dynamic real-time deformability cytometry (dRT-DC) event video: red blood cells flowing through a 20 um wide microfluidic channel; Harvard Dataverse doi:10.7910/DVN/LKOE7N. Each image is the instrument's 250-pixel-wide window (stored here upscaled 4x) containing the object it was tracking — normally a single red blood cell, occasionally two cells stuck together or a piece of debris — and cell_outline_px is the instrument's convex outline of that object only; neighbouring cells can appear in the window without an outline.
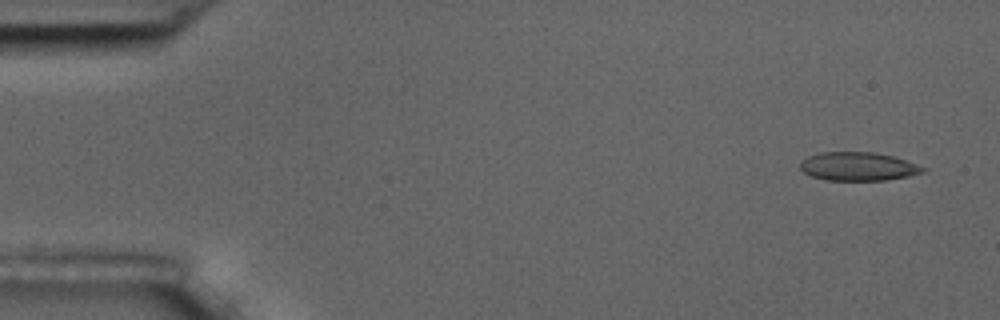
{"species": "common noctule bat (a hibernating species)", "species_latin": "Nyctalus noctula", "temperature_condition": "room temperature", "stored_images_in_passage": 8, "camera_frame_rate_fps": 3000, "um_per_image_px": 0.085, "animal": {"sex": "male", "body_mass_g": 17.5, "forearm_length_mm": 52.3}, "frame": {"image": 1, "passage_image": 1, "time_ms": 0.0, "image_size_px": [1000, 320], "cell_outline_px": [[928, 168], [924, 172], [908, 176], [888, 180], [824, 180], [812, 176], [804, 172], [800, 168], [800, 164], [808, 156], [820, 152], [872, 152], [892, 156]], "centroid_in_image_um": [72.95, 14.15], "position_along_channel_um": 12.1, "area_um2": 20.29}}
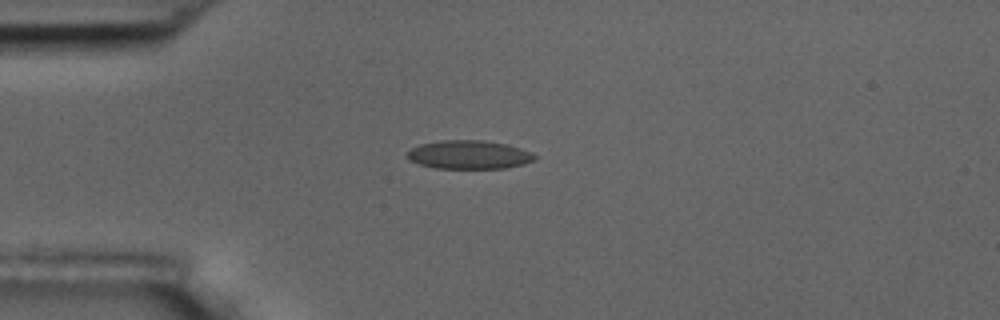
{"frame": {"image": 2, "passage_image": 4, "time_ms": 3.667, "image_size_px": [1000, 320], "cell_outline_px": [[536, 160], [524, 164], [504, 168], [436, 168], [420, 164], [408, 160], [408, 152], [412, 148], [420, 144], [440, 140], [484, 140], [508, 144], [532, 152], [536, 156]], "centroid_in_image_um": [39.9, 13.14], "position_along_channel_um": 45.1, "area_um2": 21.27}}
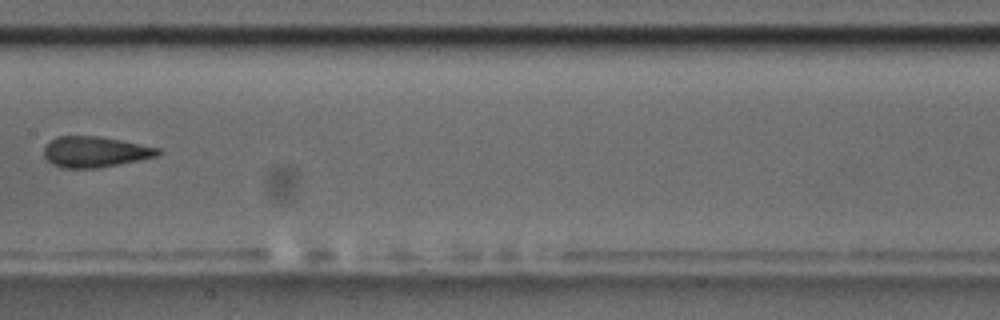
{"frame": {"image": 3, "passage_image": 8, "time_ms": 8.333, "image_size_px": [1000, 320], "cell_outline_px": [[160, 152], [156, 156], [140, 160], [96, 168], [64, 168], [52, 164], [44, 156], [44, 148], [52, 140], [60, 136], [96, 136], [120, 140], [160, 148]], "centroid_in_image_um": [8.07, 12.91], "position_along_channel_um": 199.3, "area_um2": 20.11}}